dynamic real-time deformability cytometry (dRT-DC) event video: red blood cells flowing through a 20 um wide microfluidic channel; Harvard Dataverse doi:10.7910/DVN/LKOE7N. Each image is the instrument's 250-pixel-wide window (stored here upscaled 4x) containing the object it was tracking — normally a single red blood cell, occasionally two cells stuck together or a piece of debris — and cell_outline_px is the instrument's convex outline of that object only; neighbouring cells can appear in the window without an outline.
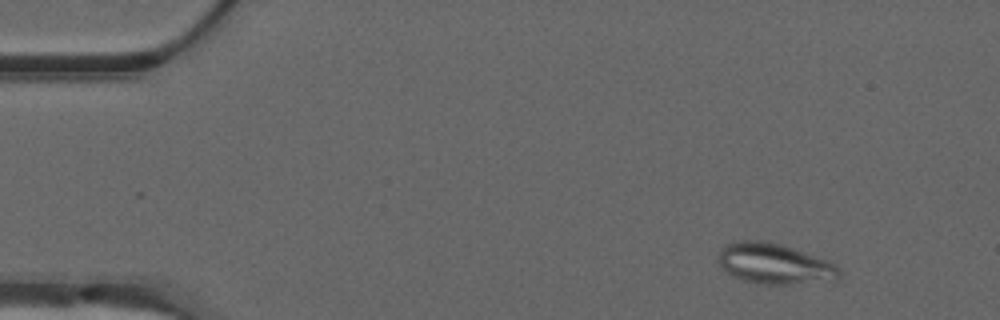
{"species": "common noctule bat (a hibernating species)", "species_latin": "Nyctalus noctula", "temperature_condition": "warm", "stored_images_in_passage": 51, "camera_frame_rate_fps": 3000, "um_per_image_px": 0.085, "animal": {"sex": "male", "forearm_length_mm": 52.5}, "frame": {"image": 1, "passage_image": 6, "time_ms": 1.667, "image_size_px": [1000, 320], "cell_outline_px": [[844, 272], [840, 280], [788, 284], [760, 284], [744, 280], [732, 276], [720, 264], [720, 248], [732, 240], [764, 240], [780, 244], [792, 248], [824, 260], [840, 268]], "centroid_in_image_um": [65.85, 22.42], "position_along_channel_um": 19.2, "area_um2": 28.5}}
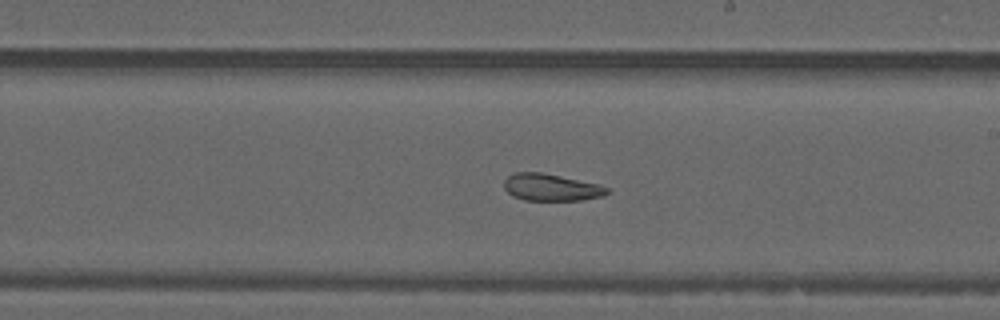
{"frame": {"image": 2, "passage_image": 30, "time_ms": 9.667, "image_size_px": [1000, 320], "cell_outline_px": [[608, 192], [604, 196], [580, 200], [524, 200], [512, 196], [504, 188], [504, 180], [508, 176], [516, 172], [540, 172], [560, 176], [596, 184], [608, 188]], "centroid_in_image_um": [46.8, 15.93], "position_along_channel_um": 242.2, "area_um2": 16.01}}
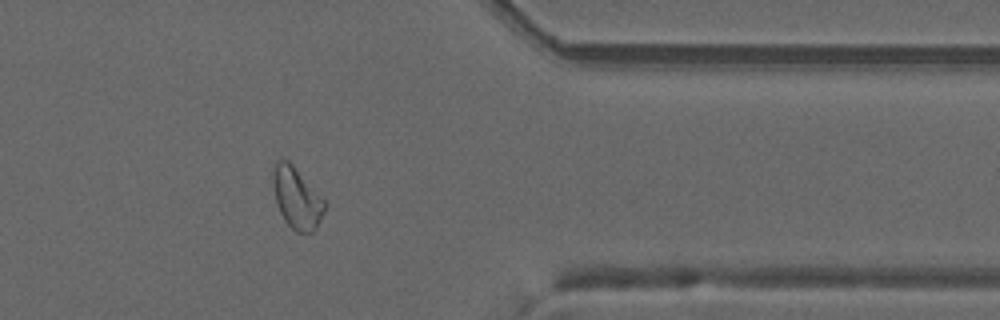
{"frame": {"image": 3, "passage_image": 42, "time_ms": 13.667, "image_size_px": [1000, 320], "cell_outline_px": [[324, 208], [320, 220], [316, 228], [312, 232], [296, 232], [284, 220], [280, 212], [276, 200], [272, 176], [276, 160], [288, 160], [292, 164], [324, 200]], "centroid_in_image_um": [25.2, 16.84], "position_along_channel_um": 386.2, "area_um2": 17.86}, "authors_computed_cell_mechanics": {"area_um2": 20.23, "velocity_mm_per_s": 3.9989, "shape_relaxation_time_tau1_ms": null, "shape_relaxation_time_tau2_ms": 2.1862, "deformation_change_tau1": null, "deformation_change_tau2": 0.0835}}